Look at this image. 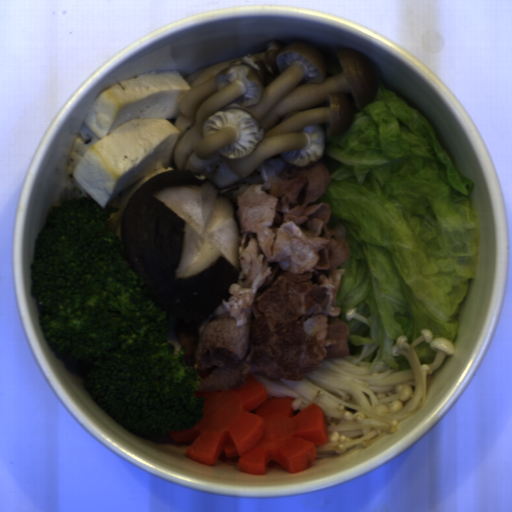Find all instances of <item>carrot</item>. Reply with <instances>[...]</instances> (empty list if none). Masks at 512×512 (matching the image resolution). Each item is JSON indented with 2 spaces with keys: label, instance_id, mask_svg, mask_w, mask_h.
I'll return each instance as SVG.
<instances>
[{
  "label": "carrot",
  "instance_id": "carrot-1",
  "mask_svg": "<svg viewBox=\"0 0 512 512\" xmlns=\"http://www.w3.org/2000/svg\"><path fill=\"white\" fill-rule=\"evenodd\" d=\"M193 393L207 398L201 420L190 429L166 432L176 443L191 442L185 456L192 461L215 465L225 453L242 473L264 475L270 461H276L297 474L315 463L317 446L328 444L323 408L314 403L293 410L294 397H269L250 374L240 388Z\"/></svg>",
  "mask_w": 512,
  "mask_h": 512
}]
</instances>
